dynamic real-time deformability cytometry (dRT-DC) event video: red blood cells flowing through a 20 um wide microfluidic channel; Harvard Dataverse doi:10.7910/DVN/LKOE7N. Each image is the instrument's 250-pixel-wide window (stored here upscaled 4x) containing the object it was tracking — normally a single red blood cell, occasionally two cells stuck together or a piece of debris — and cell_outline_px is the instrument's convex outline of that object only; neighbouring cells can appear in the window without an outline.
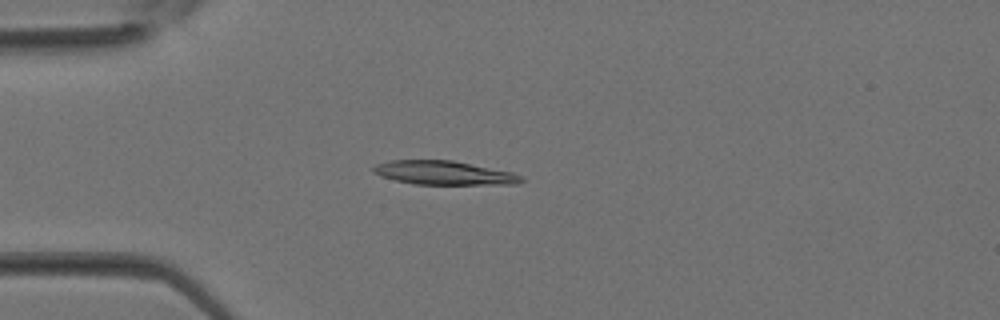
{"species": "Egyptian fruit bat (a non-hibernating species)", "species_latin": "Rousettus aegyptiacus", "temperature_condition": "room temperature", "stored_images_in_passage": 35, "camera_frame_rate_fps": 3000, "um_per_image_px": 0.085, "animal": {"sex": "female"}, "frame": {"image": 1, "passage_image": 9, "time_ms": 2.667, "image_size_px": [1000, 320], "cell_outline_px": [[520, 180], [476, 184], [420, 184], [400, 180], [384, 176], [376, 172], [372, 168], [396, 160], [448, 160], [508, 172], [516, 176]], "centroid_in_image_um": [37.56, 14.67], "position_along_channel_um": 47.4, "area_um2": 18.44}}
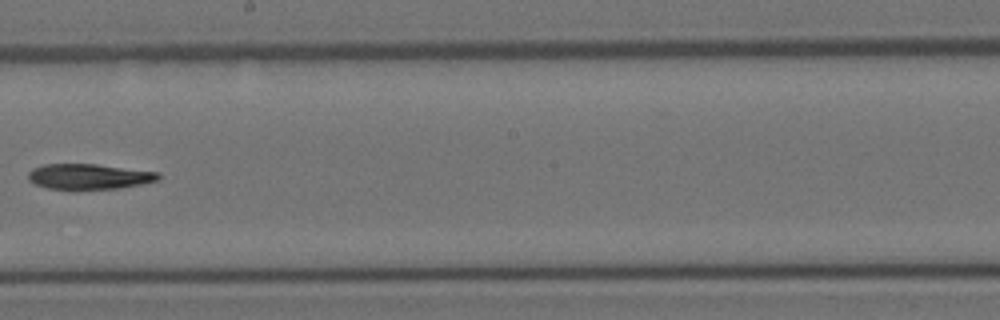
{"frame": {"image": 2, "passage_image": 20, "time_ms": 6.333, "image_size_px": [1000, 320], "cell_outline_px": [[160, 176], [156, 180], [136, 184], [112, 188], [52, 188], [36, 184], [28, 176], [36, 168], [48, 164], [92, 164], [156, 172]], "centroid_in_image_um": [7.56, 14.98], "position_along_channel_um": 240.6, "area_um2": 17.92}}
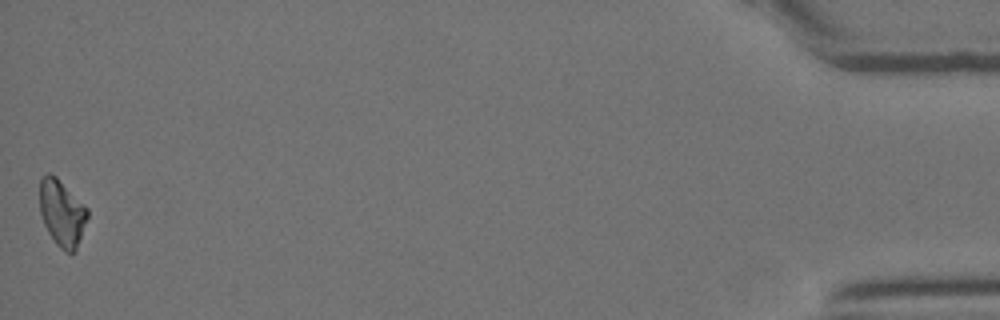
{"frame": {"image": 3, "passage_image": 35, "time_ms": 11.333, "image_size_px": [1000, 320], "cell_outline_px": [[88, 216], [76, 248], [72, 252], [68, 252], [52, 236], [40, 212], [40, 180], [44, 176], [56, 176], [88, 208]], "centroid_in_image_um": [5.29, 18.04], "position_along_channel_um": 429.9, "area_um2": 17.46}}